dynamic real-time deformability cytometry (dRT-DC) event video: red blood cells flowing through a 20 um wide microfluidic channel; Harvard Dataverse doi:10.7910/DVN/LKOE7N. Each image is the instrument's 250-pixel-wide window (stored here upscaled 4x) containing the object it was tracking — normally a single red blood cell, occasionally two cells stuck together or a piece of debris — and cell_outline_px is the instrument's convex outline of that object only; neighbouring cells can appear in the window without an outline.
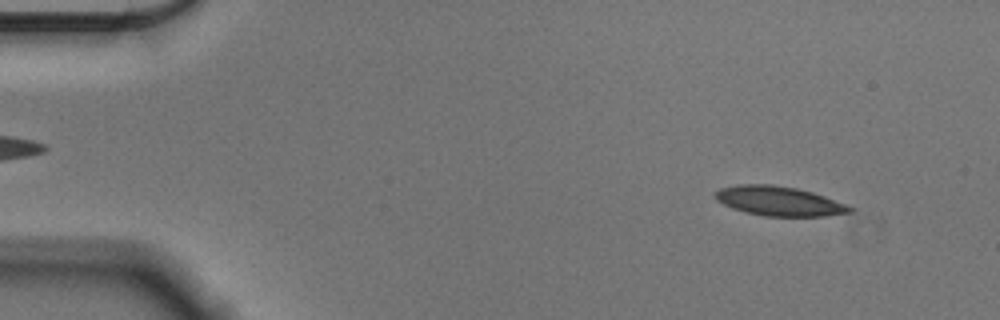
{"species": "Egyptian fruit bat (a non-hibernating species)", "species_latin": "Rousettus aegyptiacus", "temperature_condition": "cold", "stored_images_in_passage": 55, "camera_frame_rate_fps": 3000, "um_per_image_px": 0.085, "animal": {"sex": "male"}, "frame": {"image": 1, "passage_image": 5, "time_ms": 1.333, "image_size_px": [1000, 320], "cell_outline_px": [[856, 208], [852, 212], [824, 216], [764, 216], [744, 212], [732, 208], [716, 200], [716, 192], [720, 188], [740, 184], [772, 184], [796, 188], [812, 192], [824, 196]], "centroid_in_image_um": [66.23, 17.09], "position_along_channel_um": 18.8, "area_um2": 23.06}}
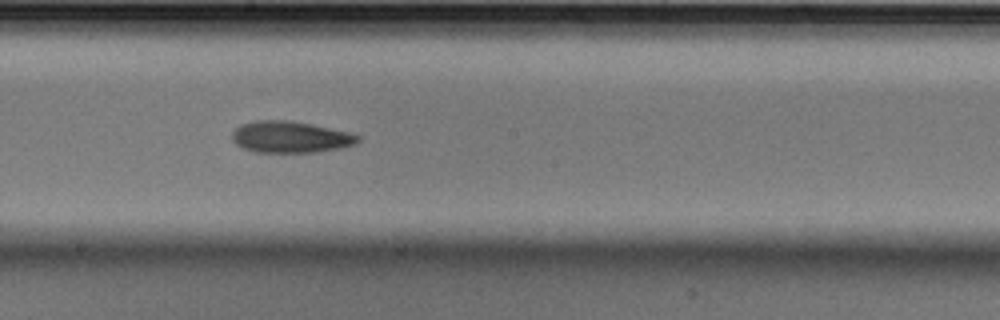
{"frame": {"image": 2, "passage_image": 30, "time_ms": 9.667, "image_size_px": [1000, 320], "cell_outline_px": [[360, 140], [356, 144], [340, 148], [316, 152], [252, 152], [236, 144], [232, 140], [232, 132], [240, 124], [256, 120], [292, 120], [312, 124], [348, 132], [360, 136]], "centroid_in_image_um": [24.67, 11.64], "position_along_channel_um": 223.5, "area_um2": 23.24}}
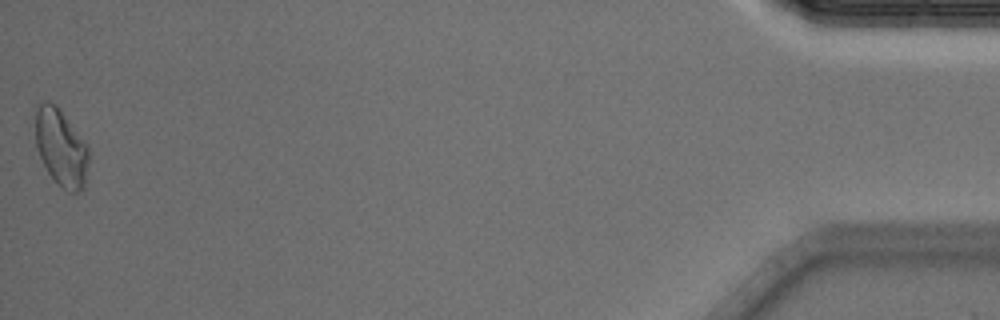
{"frame": {"image": 3, "passage_image": 55, "time_ms": 18.0, "image_size_px": [1000, 320], "cell_outline_px": [[88, 164], [84, 188], [80, 192], [68, 192], [48, 172], [36, 148], [36, 104], [44, 100], [48, 100], [56, 104], [60, 108], [88, 144]], "centroid_in_image_um": [5.2, 12.49], "position_along_channel_um": 430.0, "area_um2": 24.16}, "authors_computed_cell_mechanics": {"area_um2": 22.8888, "velocity_mm_per_s": 3.5742, "shape_relaxation_time_tau1_ms": 8.3039, "shape_relaxation_time_tau2_ms": null, "deformation_change_tau1": 0.1174, "deformation_change_tau2": null}}